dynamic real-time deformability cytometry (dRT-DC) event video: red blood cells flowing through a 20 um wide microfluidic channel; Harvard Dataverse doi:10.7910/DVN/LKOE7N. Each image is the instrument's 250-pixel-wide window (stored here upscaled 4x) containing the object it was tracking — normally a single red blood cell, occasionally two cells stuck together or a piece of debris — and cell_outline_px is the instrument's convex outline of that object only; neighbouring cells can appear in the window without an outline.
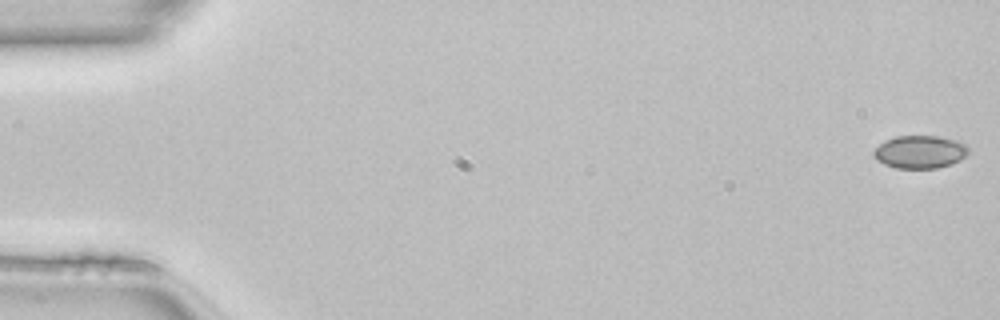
{"species": "common noctule bat (a hibernating species)", "species_latin": "Nyctalus noctula", "temperature_condition": "room temperature", "stored_images_in_passage": 50, "camera_frame_rate_fps": 3000, "um_per_image_px": 0.085, "animal": {"sex": "female", "body_mass_g": 22.7, "forearm_length_mm": 54.2}, "frame": {"image": 1, "passage_image": 1, "time_ms": 0.0, "image_size_px": [1000, 320], "cell_outline_px": [[968, 152], [960, 160], [952, 164], [936, 168], [896, 168], [884, 164], [876, 160], [872, 156], [872, 152], [884, 140], [896, 136], [940, 136], [964, 144], [968, 148]], "centroid_in_image_um": [78.14, 12.92], "position_along_channel_um": 6.9, "area_um2": 18.09}}
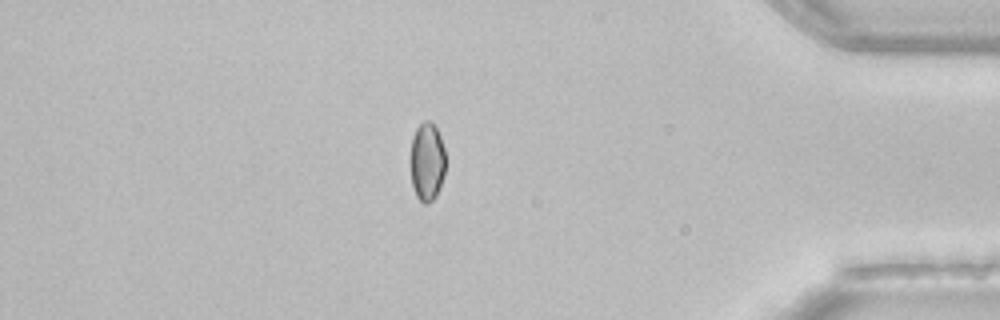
{"frame": {"image": 2, "passage_image": 43, "time_ms": 14.0, "image_size_px": [1000, 320], "cell_outline_px": [[444, 176], [440, 188], [436, 196], [428, 204], [424, 204], [416, 196], [412, 184], [408, 164], [408, 160], [412, 136], [416, 128], [424, 120], [432, 120], [440, 136], [444, 148]], "centroid_in_image_um": [36.25, 13.73], "position_along_channel_um": 398.9, "area_um2": 16.65}}
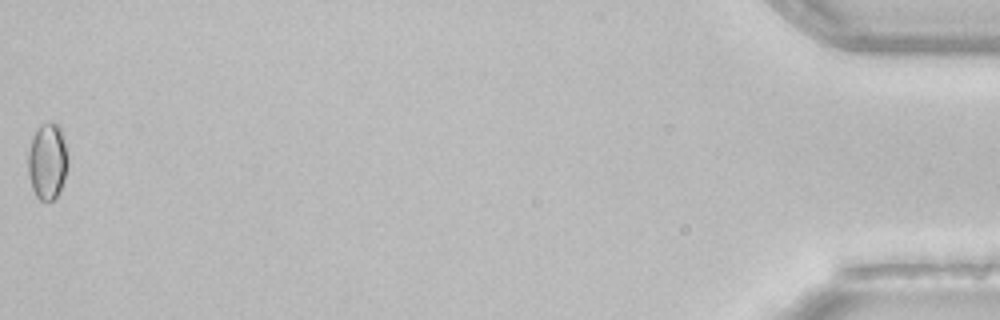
{"frame": {"image": 3, "passage_image": 50, "time_ms": 16.333, "image_size_px": [1000, 320], "cell_outline_px": [[68, 164], [64, 180], [60, 192], [52, 200], [40, 200], [36, 196], [32, 188], [28, 172], [28, 152], [32, 140], [40, 124], [56, 124], [60, 128], [64, 136], [68, 160]], "centroid_in_image_um": [4.05, 13.74], "position_along_channel_um": 431.2, "area_um2": 17.57}, "authors_computed_cell_mechanics": {"area_um2": 16.9643, "velocity_mm_per_s": 4.1479, "shape_relaxation_time_tau1_ms": null, "shape_relaxation_time_tau2_ms": 11.0733, "deformation_change_tau1": null, "deformation_change_tau2": 0.0786}}